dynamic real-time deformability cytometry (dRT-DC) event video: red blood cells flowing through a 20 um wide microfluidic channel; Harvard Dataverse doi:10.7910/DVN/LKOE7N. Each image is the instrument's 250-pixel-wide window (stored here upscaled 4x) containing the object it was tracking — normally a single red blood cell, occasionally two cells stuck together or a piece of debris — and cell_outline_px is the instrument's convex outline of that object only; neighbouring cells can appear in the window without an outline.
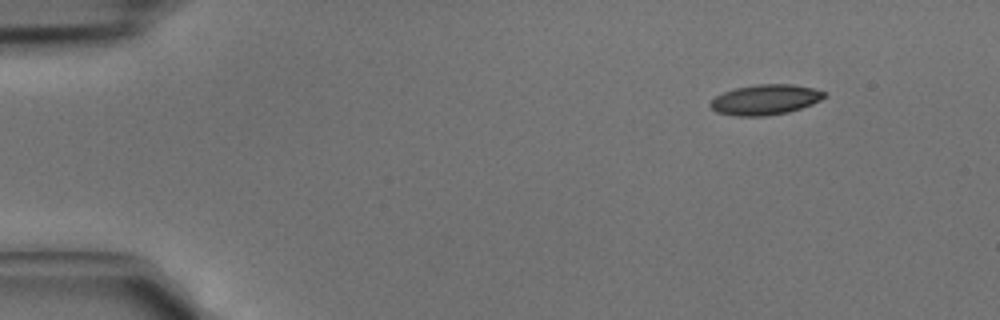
{"species": "common noctule bat (a hibernating species)", "species_latin": "Nyctalus noctula", "temperature_condition": "cold", "stored_images_in_passage": 3, "camera_frame_rate_fps": 3000, "um_per_image_px": 0.085, "animal": {"sex": "male", "body_mass_g": 15.6}, "frame": {"image": 1, "passage_image": 1, "time_ms": 0.0, "image_size_px": [1000, 320], "cell_outline_px": [[828, 96], [812, 104], [788, 112], [764, 116], [736, 116], [716, 112], [708, 104], [716, 96], [724, 92], [736, 88], [756, 84], [792, 84], [812, 88], [828, 92]], "centroid_in_image_um": [65.07, 8.47], "position_along_channel_um": 19.9, "area_um2": 20.11}}
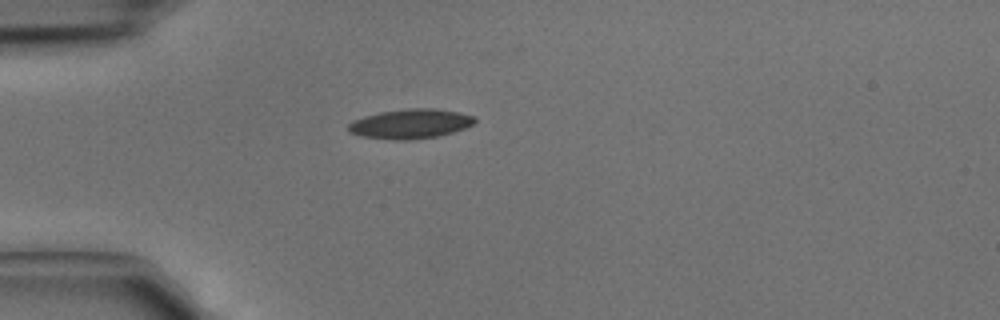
{"frame": {"image": 2, "passage_image": 3, "time_ms": 0.667, "image_size_px": [1000, 320], "cell_outline_px": [[476, 120], [472, 124], [464, 128], [452, 132], [436, 136], [412, 140], [396, 140], [360, 136], [348, 132], [348, 124], [352, 120], [364, 116], [380, 112], [408, 108], [436, 108], [476, 116]], "centroid_in_image_um": [34.85, 10.52], "position_along_channel_um": 50.2, "area_um2": 21.79}}